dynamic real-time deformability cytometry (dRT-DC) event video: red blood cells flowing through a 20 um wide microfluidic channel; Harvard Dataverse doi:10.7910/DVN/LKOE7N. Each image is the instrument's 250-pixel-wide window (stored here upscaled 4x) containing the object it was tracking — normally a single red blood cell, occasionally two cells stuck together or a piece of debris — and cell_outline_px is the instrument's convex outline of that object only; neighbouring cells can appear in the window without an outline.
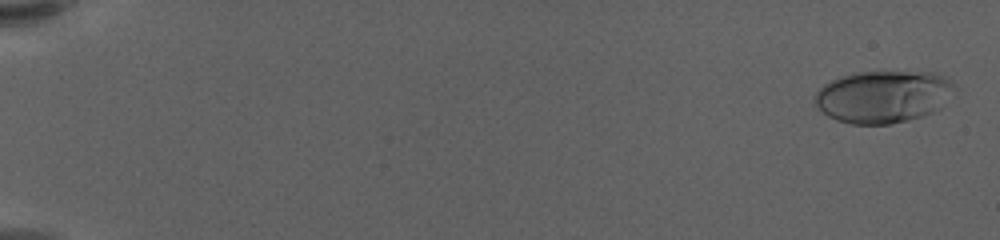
{"species": "human", "species_latin": "Homo sapiens", "temperature_condition": "warm", "stored_images_in_passage": 59, "camera_frame_rate_fps": 3000, "um_per_image_px": 0.085, "donor": {"sex": "female"}, "frame": {"image": 1, "passage_image": 2, "time_ms": 0.333, "image_size_px": [1000, 240], "cell_outline_px": [[952, 84], [940, 108], [932, 112], [908, 120], [888, 124], [852, 124], [836, 120], [828, 116], [816, 104], [816, 92], [824, 84], [832, 80], [856, 72], [932, 72], [944, 76]], "centroid_in_image_um": [75.01, 8.21], "position_along_channel_um": 10.0, "area_um2": 41.56}}
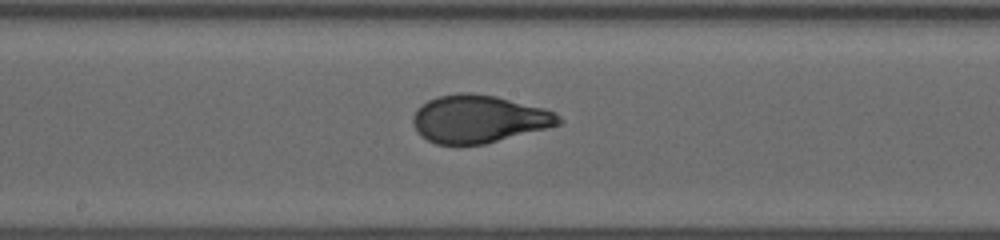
{"frame": {"image": 2, "passage_image": 34, "time_ms": 11.0, "image_size_px": [1000, 240], "cell_outline_px": [[564, 120], [560, 124], [548, 128], [484, 144], [436, 144], [420, 136], [416, 132], [412, 120], [412, 116], [416, 108], [428, 100], [436, 96], [460, 92], [472, 92], [496, 96], [544, 108], [556, 112]], "centroid_in_image_um": [40.68, 10.1], "position_along_channel_um": 207.5, "area_um2": 40.86}}
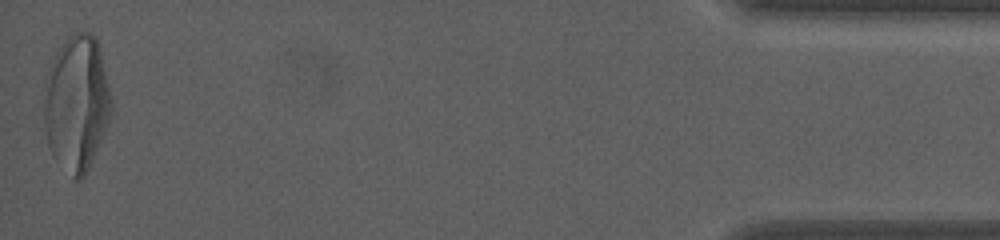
{"frame": {"image": 3, "passage_image": 59, "time_ms": 19.333, "image_size_px": [1000, 240], "cell_outline_px": [[112, 112], [104, 132], [88, 168], [84, 176], [80, 180], [72, 180], [52, 156], [48, 144], [44, 128], [44, 100], [52, 64], [56, 52], [72, 32], [88, 32], [96, 40], [100, 48], [112, 100]], "centroid_in_image_um": [6.53, 8.83], "position_along_channel_um": 428.7, "area_um2": 52.71}, "authors_computed_cell_mechanics": {"area_um2": 40.4022, "velocity_mm_per_s": 3.6029, "shape_relaxation_time_tau1_ms": 4.8864, "shape_relaxation_time_tau2_ms": null, "deformation_change_tau1": 0.2107, "deformation_change_tau2": null}}